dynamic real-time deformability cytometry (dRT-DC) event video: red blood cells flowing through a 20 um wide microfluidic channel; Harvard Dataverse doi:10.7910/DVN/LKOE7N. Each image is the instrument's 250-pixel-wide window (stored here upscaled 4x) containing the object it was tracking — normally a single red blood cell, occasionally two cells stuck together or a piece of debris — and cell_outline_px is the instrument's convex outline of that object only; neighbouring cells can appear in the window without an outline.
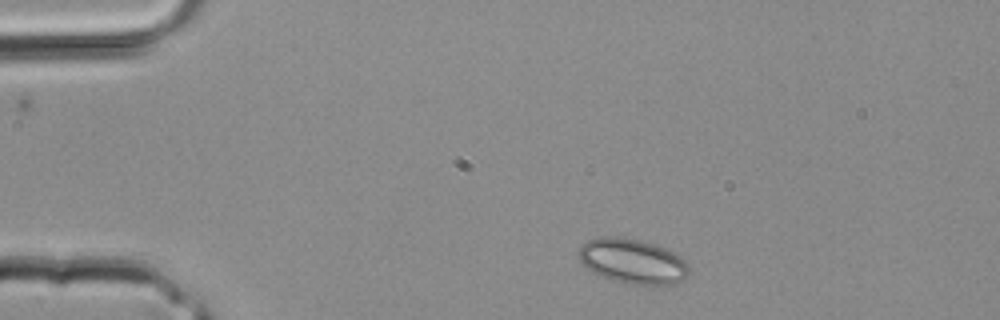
{"species": "common noctule bat (a hibernating species)", "species_latin": "Nyctalus noctula", "temperature_condition": "room temperature", "stored_images_in_passage": 2, "camera_frame_rate_fps": 3000, "um_per_image_px": 0.085, "animal": {"sex": "male", "body_mass_g": 20.4}, "frame": {"image": 1, "passage_image": 1, "time_ms": 0.0, "image_size_px": [1000, 320], "cell_outline_px": [[688, 276], [684, 280], [676, 284], [652, 288], [612, 280], [592, 272], [580, 260], [580, 248], [588, 240], [600, 236], [616, 236], [640, 240], [656, 244], [680, 256], [688, 264]], "centroid_in_image_um": [53.84, 22.24], "position_along_channel_um": 31.2, "area_um2": 29.3}}